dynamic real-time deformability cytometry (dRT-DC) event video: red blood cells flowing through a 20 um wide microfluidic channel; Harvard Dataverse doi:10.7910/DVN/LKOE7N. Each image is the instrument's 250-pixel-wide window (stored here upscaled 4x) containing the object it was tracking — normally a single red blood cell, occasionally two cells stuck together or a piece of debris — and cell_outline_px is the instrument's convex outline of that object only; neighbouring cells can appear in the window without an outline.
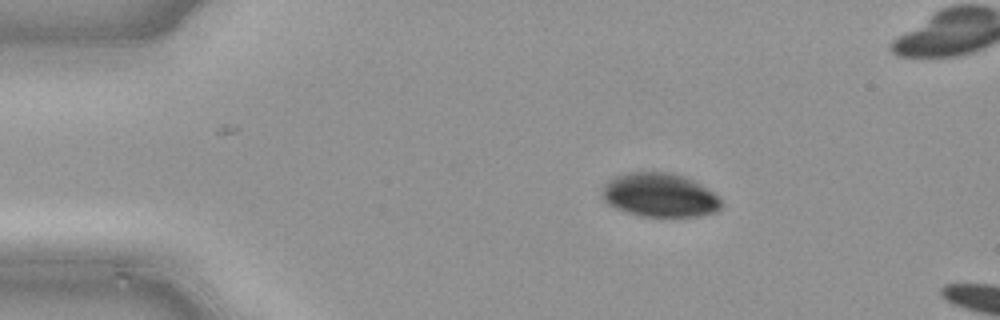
{"species": "common noctule bat (a hibernating species)", "species_latin": "Nyctalus noctula", "temperature_condition": "cold", "stored_images_in_passage": 11, "camera_frame_rate_fps": 3000, "um_per_image_px": 0.085, "animal": {"sex": "male", "body_mass_g": 21.5, "forearm_length_mm": 52.0}, "frame": {"image": 1, "passage_image": 8, "time_ms": 2.333, "image_size_px": [1000, 320], "cell_outline_px": [[724, 204], [716, 212], [700, 216], [640, 216], [616, 208], [608, 204], [604, 200], [604, 184], [608, 180], [616, 176], [628, 172], [668, 172], [684, 176], [708, 188]], "centroid_in_image_um": [56.1, 16.58], "position_along_channel_um": 28.9, "area_um2": 30.23}}